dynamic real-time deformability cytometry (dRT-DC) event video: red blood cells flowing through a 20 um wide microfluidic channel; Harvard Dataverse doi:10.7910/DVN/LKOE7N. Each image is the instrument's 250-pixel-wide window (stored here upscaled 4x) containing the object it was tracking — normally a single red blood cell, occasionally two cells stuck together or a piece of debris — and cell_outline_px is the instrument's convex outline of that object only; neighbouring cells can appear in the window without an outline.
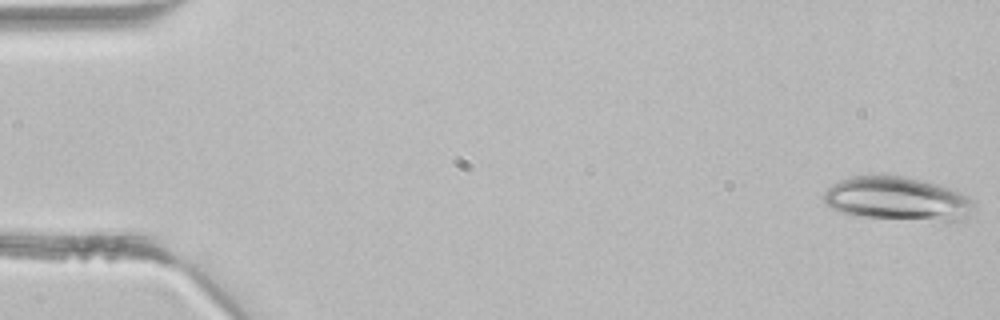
{"species": "common noctule bat (a hibernating species)", "species_latin": "Nyctalus noctula", "temperature_condition": "room temperature", "stored_images_in_passage": 43, "camera_frame_rate_fps": 3000, "um_per_image_px": 0.085, "animal": {"sex": "male", "body_mass_g": 21.5, "forearm_length_mm": 52.0}, "frame": {"image": 1, "passage_image": 1, "time_ms": 0.0, "image_size_px": [1000, 320], "cell_outline_px": [[976, 208], [964, 220], [952, 224], [864, 216], [840, 212], [832, 208], [824, 200], [824, 192], [832, 184], [840, 180], [852, 176], [904, 176], [940, 184], [952, 188], [976, 200]], "centroid_in_image_um": [76.44, 16.94], "position_along_channel_um": 8.6, "area_um2": 39.19}}
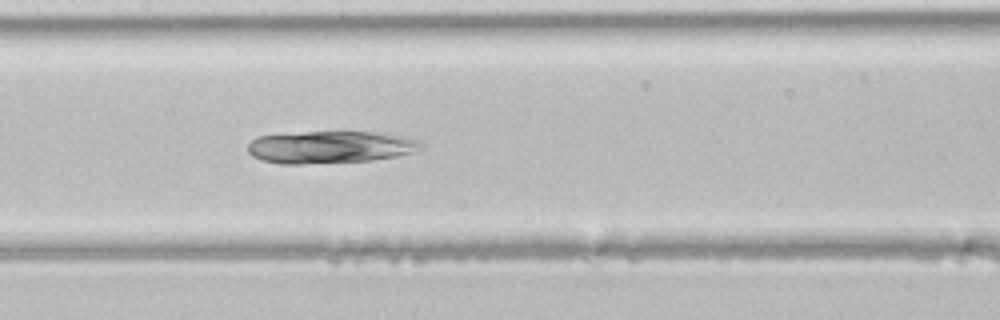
{"frame": {"image": 2, "passage_image": 21, "time_ms": 6.667, "image_size_px": [1000, 320], "cell_outline_px": [[420, 148], [412, 152], [396, 156], [372, 160], [300, 164], [280, 164], [260, 160], [252, 156], [248, 152], [248, 144], [256, 136], [304, 132], [388, 132], [420, 140]], "centroid_in_image_um": [28.04, 12.5], "position_along_channel_um": 179.4, "area_um2": 32.71}}
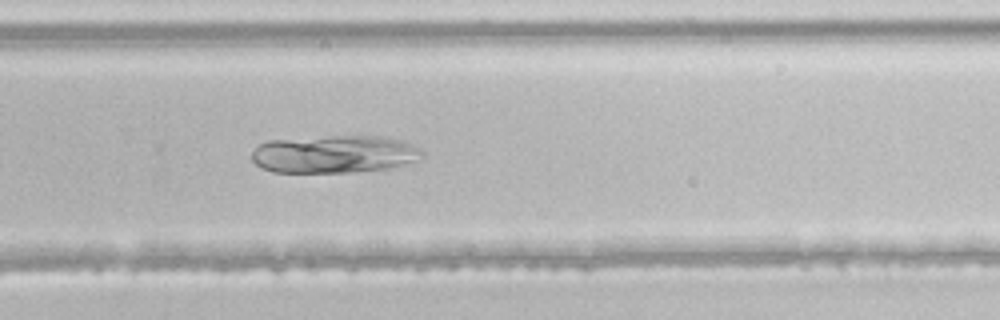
{"frame": {"image": 3, "passage_image": 29, "time_ms": 9.333, "image_size_px": [1000, 320], "cell_outline_px": [[424, 156], [420, 160], [396, 168], [356, 172], [272, 172], [260, 168], [252, 160], [252, 152], [260, 144], [268, 140], [328, 136], [388, 136], [400, 140], [420, 148], [424, 152]], "centroid_in_image_um": [28.48, 13.11], "position_along_channel_um": 301.3, "area_um2": 38.09}}